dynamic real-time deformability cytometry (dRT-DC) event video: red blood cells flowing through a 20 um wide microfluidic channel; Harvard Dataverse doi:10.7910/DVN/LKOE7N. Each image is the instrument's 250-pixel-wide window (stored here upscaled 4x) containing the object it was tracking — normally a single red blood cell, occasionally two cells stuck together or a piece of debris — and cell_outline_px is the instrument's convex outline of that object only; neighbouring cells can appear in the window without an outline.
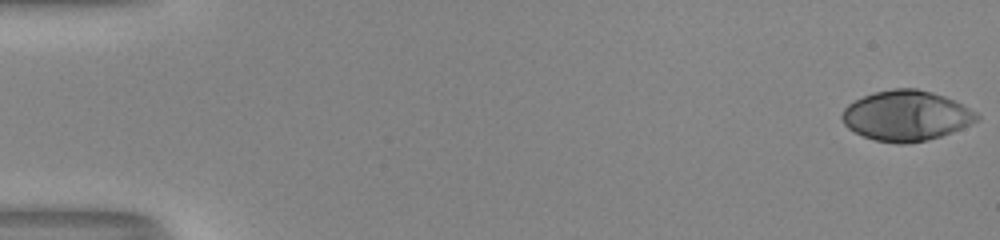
{"species": "human", "species_latin": "Homo sapiens", "temperature_condition": "room temperature", "stored_images_in_passage": 53, "camera_frame_rate_fps": 3000, "um_per_image_px": 0.085, "donor": {"sex": "male"}, "frame": {"image": 1, "passage_image": 1, "time_ms": 0.0, "image_size_px": [1000, 240], "cell_outline_px": [[980, 120], [952, 132], [928, 140], [904, 144], [896, 144], [876, 140], [864, 136], [848, 128], [844, 124], [840, 116], [844, 108], [848, 104], [864, 96], [876, 92], [892, 88], [916, 88], [932, 92], [944, 96], [976, 112], [980, 116]], "centroid_in_image_um": [77.02, 9.84], "position_along_channel_um": 8.0, "area_um2": 39.3}}
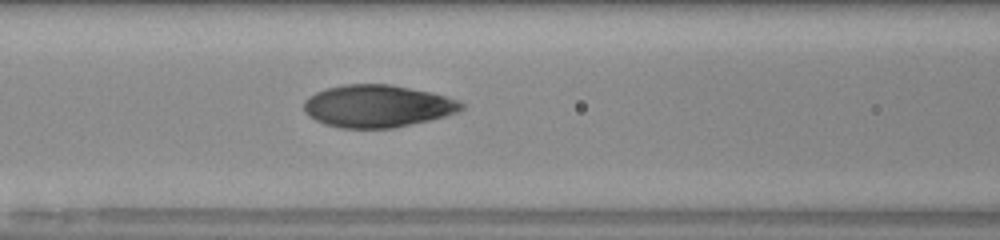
{"frame": {"image": 2, "passage_image": 24, "time_ms": 7.667, "image_size_px": [1000, 240], "cell_outline_px": [[464, 108], [456, 112], [444, 116], [428, 120], [392, 128], [340, 128], [324, 124], [308, 116], [304, 112], [304, 100], [308, 96], [316, 92], [328, 88], [344, 84], [392, 84], [432, 92], [456, 100], [464, 104]], "centroid_in_image_um": [32.04, 9.01], "position_along_channel_um": 134.6, "area_um2": 38.84}}
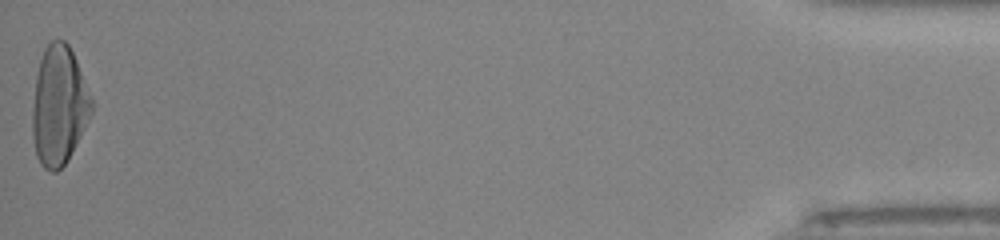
{"frame": {"image": 3, "passage_image": 53, "time_ms": 17.333, "image_size_px": [1000, 240], "cell_outline_px": [[92, 112], [68, 160], [56, 172], [52, 172], [44, 168], [40, 164], [36, 156], [32, 136], [32, 108], [36, 76], [40, 60], [44, 48], [52, 40], [64, 40], [68, 44], [76, 60], [92, 100]], "centroid_in_image_um": [4.98, 9.0], "position_along_channel_um": 430.2, "area_um2": 40.75}, "authors_computed_cell_mechanics": {"area_um2": 38.8994, "velocity_mm_per_s": 4.056, "shape_relaxation_time_tau1_ms": 6.1171, "shape_relaxation_time_tau2_ms": null, "deformation_change_tau1": 0.2826, "deformation_change_tau2": null}}